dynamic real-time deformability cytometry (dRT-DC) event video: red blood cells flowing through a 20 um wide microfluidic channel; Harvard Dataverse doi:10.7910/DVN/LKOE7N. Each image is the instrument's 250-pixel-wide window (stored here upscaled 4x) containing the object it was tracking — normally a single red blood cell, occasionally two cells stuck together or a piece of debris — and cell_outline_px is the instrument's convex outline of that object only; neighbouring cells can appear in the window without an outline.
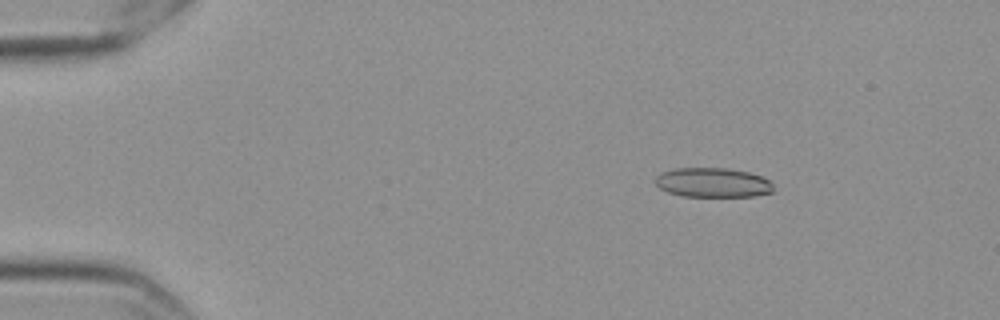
{"species": "Egyptian fruit bat (a non-hibernating species)", "species_latin": "Rousettus aegyptiacus", "temperature_condition": "cold", "stored_images_in_passage": 57, "camera_frame_rate_fps": 3000, "um_per_image_px": 0.085, "frame": {"image": 1, "passage_image": 9, "time_ms": 2.667, "image_size_px": [1000, 320], "cell_outline_px": [[772, 192], [752, 196], [680, 196], [668, 192], [660, 188], [656, 184], [656, 176], [660, 172], [676, 168], [728, 168], [748, 172], [760, 176], [768, 180], [772, 184]], "centroid_in_image_um": [60.55, 15.51], "position_along_channel_um": 24.5, "area_um2": 20.17}}
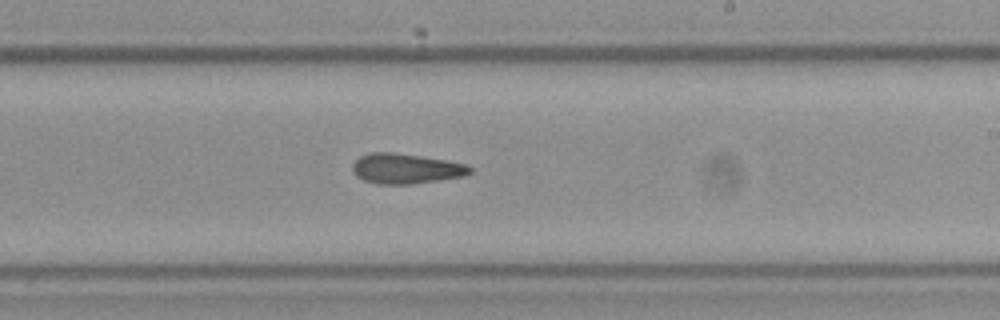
{"frame": {"image": 2, "passage_image": 35, "time_ms": 11.333, "image_size_px": [1000, 320], "cell_outline_px": [[472, 172], [464, 176], [412, 184], [376, 184], [364, 180], [356, 176], [352, 172], [352, 164], [360, 156], [368, 152], [392, 152], [420, 156], [468, 164], [472, 168]], "centroid_in_image_um": [34.47, 14.33], "position_along_channel_um": 254.5, "area_um2": 20.69}}
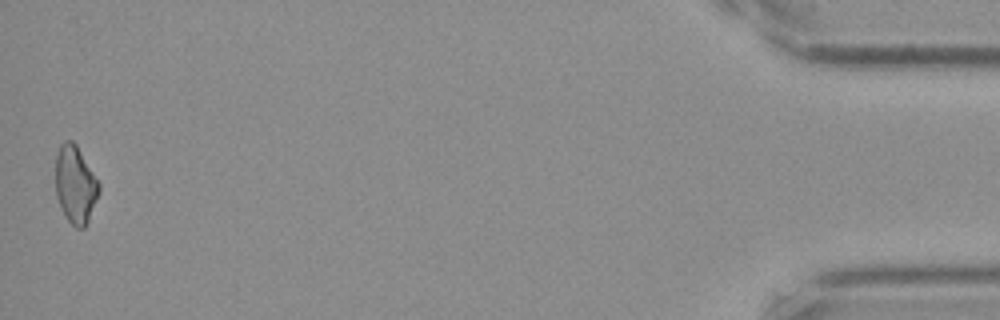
{"frame": {"image": 3, "passage_image": 57, "time_ms": 18.667, "image_size_px": [1000, 320], "cell_outline_px": [[100, 192], [88, 220], [84, 228], [76, 228], [68, 220], [56, 196], [56, 156], [60, 144], [64, 140], [72, 140], [76, 144], [100, 184]], "centroid_in_image_um": [6.41, 15.67], "position_along_channel_um": 428.8, "area_um2": 19.42}, "authors_computed_cell_mechanics": {"area_um2": 20.8658, "velocity_mm_per_s": 3.575, "shape_relaxation_time_tau1_ms": null, "shape_relaxation_time_tau2_ms": 8.0248, "deformation_change_tau1": null, "deformation_change_tau2": 0.1679}}